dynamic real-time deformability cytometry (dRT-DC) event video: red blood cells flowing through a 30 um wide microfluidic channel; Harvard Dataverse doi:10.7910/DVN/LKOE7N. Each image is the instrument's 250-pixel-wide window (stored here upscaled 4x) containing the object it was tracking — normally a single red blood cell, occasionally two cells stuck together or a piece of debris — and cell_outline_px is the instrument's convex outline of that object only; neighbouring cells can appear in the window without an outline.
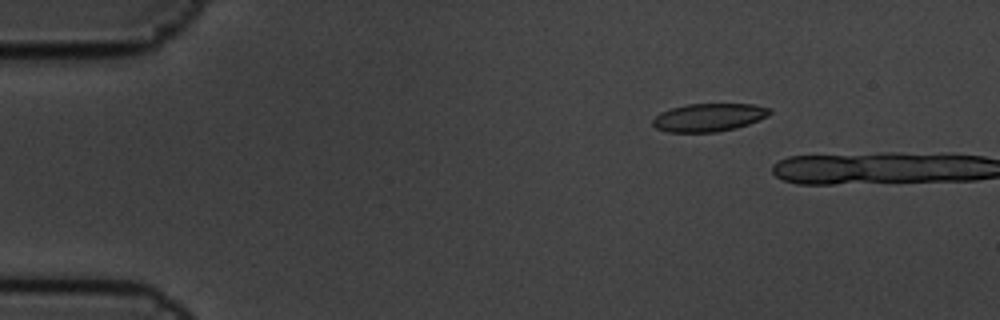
{"species": "common noctule bat (a hibernating species)", "species_latin": "Nyctalus noctula", "temperature_condition": "cold", "stored_images_in_passage": 4, "camera_frame_rate_fps": 3000, "um_per_image_px": 0.085, "animal": {"sex": "male", "body_mass_g": 19.5, "forearm_length_mm": 54.6}, "frame": {"image": 1, "passage_image": 3, "time_ms": 0.667, "image_size_px": [1000, 320], "cell_outline_px": [[772, 112], [768, 116], [748, 124], [736, 128], [716, 132], [668, 132], [656, 128], [652, 124], [652, 120], [660, 112], [672, 108], [688, 104], [752, 104], [772, 108]], "centroid_in_image_um": [60.26, 9.98], "position_along_channel_um": 24.7, "area_um2": 19.13}}